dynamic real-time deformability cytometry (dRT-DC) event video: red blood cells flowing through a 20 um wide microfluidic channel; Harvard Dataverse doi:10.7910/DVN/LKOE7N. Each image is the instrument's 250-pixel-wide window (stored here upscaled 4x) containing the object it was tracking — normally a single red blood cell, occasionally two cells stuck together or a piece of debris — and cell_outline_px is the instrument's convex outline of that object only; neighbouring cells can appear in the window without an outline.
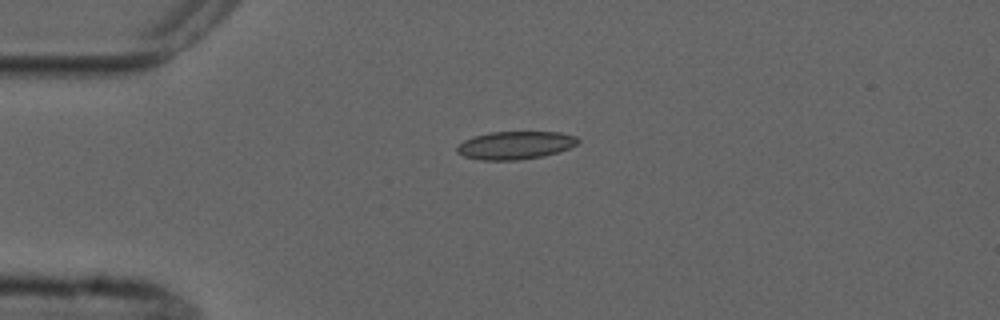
{"species": "common noctule bat (a hibernating species)", "species_latin": "Nyctalus noctula", "temperature_condition": "cold", "stored_images_in_passage": 2, "camera_frame_rate_fps": 3000, "um_per_image_px": 0.085, "animal": {"sex": "male", "forearm_length_mm": 52.5}, "frame": {"image": 1, "passage_image": 1, "time_ms": 0.0, "image_size_px": [1000, 320], "cell_outline_px": [[580, 140], [576, 144], [560, 152], [544, 156], [520, 160], [476, 160], [464, 156], [456, 152], [456, 148], [464, 140], [472, 136], [492, 132], [560, 132], [576, 136]], "centroid_in_image_um": [43.79, 12.35], "position_along_channel_um": 41.2, "area_um2": 19.88}}